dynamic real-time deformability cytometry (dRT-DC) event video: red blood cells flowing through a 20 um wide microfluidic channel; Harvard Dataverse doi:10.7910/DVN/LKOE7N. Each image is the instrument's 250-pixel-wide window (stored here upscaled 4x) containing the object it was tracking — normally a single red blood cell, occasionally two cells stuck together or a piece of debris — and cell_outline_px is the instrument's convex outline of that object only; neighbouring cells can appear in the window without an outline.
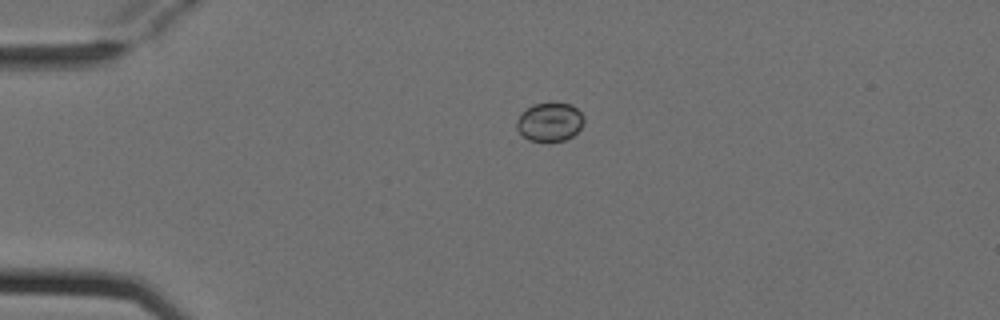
{"species": "Egyptian fruit bat (a non-hibernating species)", "species_latin": "Rousettus aegyptiacus", "temperature_condition": "cold", "stored_images_in_passage": 2, "camera_frame_rate_fps": 3000, "um_per_image_px": 0.085, "animal": {"sex": "female"}, "frame": {"image": 1, "passage_image": 1, "time_ms": 0.0, "image_size_px": [1000, 320], "cell_outline_px": [[584, 124], [572, 136], [564, 140], [528, 140], [516, 128], [516, 120], [532, 104], [548, 100], [552, 100], [572, 104], [584, 116]], "centroid_in_image_um": [46.75, 10.3], "position_along_channel_um": 38.3, "area_um2": 15.37}}